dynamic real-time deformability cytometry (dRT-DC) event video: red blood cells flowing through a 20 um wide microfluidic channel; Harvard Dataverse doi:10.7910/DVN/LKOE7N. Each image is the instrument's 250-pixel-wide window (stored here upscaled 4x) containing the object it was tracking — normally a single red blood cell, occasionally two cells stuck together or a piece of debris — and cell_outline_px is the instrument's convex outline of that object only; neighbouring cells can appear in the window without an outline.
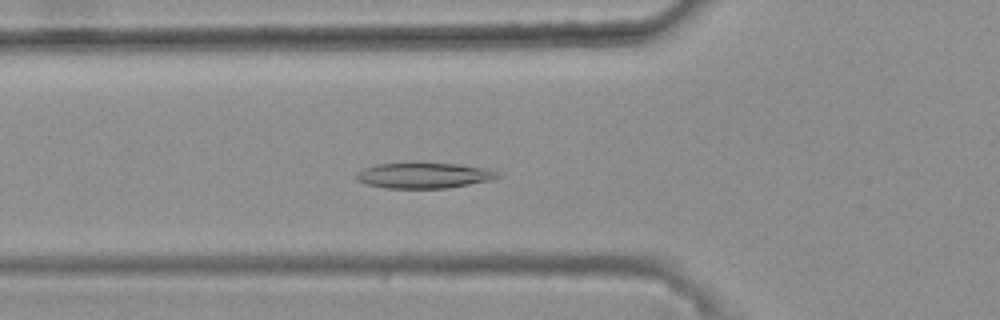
{"species": "common noctule bat (a hibernating species)", "species_latin": "Nyctalus noctula", "temperature_condition": "warm", "stored_images_in_passage": 44, "camera_frame_rate_fps": 3000, "um_per_image_px": 0.085, "animal": {"sex": "female", "body_mass_g": 25.1}, "frame": {"image": 1, "passage_image": 17, "time_ms": 5.333, "image_size_px": [1000, 320], "cell_outline_px": [[500, 176], [496, 180], [448, 188], [384, 188], [368, 184], [356, 180], [356, 172], [364, 168], [376, 164], [460, 164], [488, 168], [496, 172]], "centroid_in_image_um": [36.08, 14.93], "position_along_channel_um": 89.7, "area_um2": 20.98}}
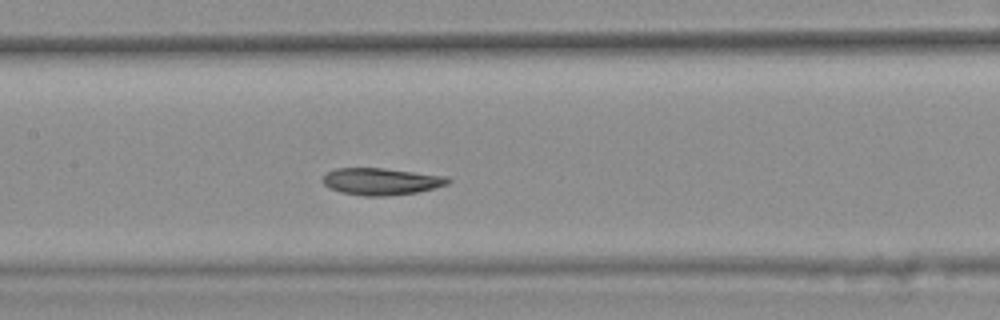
{"frame": {"image": 2, "passage_image": 24, "time_ms": 7.667, "image_size_px": [1000, 320], "cell_outline_px": [[452, 180], [448, 184], [416, 192], [388, 196], [364, 196], [340, 192], [324, 184], [320, 180], [328, 172], [336, 168], [384, 168], [448, 176]], "centroid_in_image_um": [32.41, 15.42], "position_along_channel_um": 175.0, "area_um2": 19.65}}
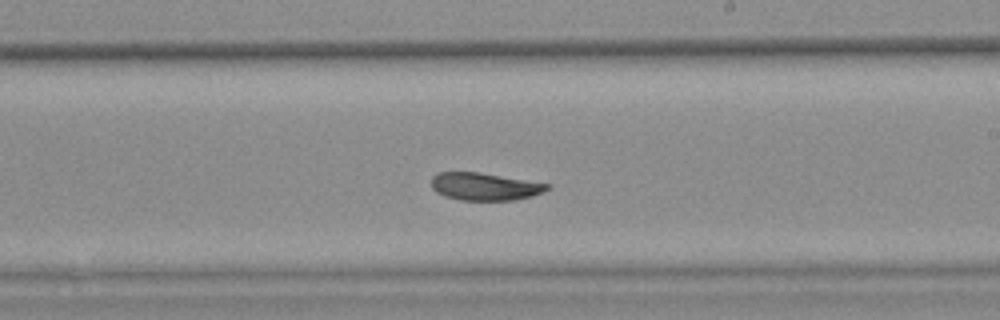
{"frame": {"image": 3, "passage_image": 30, "time_ms": 9.667, "image_size_px": [1000, 320], "cell_outline_px": [[552, 184], [544, 192], [532, 196], [512, 200], [460, 200], [444, 196], [436, 192], [432, 188], [432, 176], [436, 172], [480, 172]], "centroid_in_image_um": [41.2, 15.85], "position_along_channel_um": 247.8, "area_um2": 18.73}, "authors_computed_cell_mechanics": {"area_um2": 20.1433, "velocity_mm_per_s": 3.6575, "shape_relaxation_time_tau1_ms": 8.116, "shape_relaxation_time_tau2_ms": 2.0432, "deformation_change_tau1": 0.176, "deformation_change_tau2": 0.0657}}